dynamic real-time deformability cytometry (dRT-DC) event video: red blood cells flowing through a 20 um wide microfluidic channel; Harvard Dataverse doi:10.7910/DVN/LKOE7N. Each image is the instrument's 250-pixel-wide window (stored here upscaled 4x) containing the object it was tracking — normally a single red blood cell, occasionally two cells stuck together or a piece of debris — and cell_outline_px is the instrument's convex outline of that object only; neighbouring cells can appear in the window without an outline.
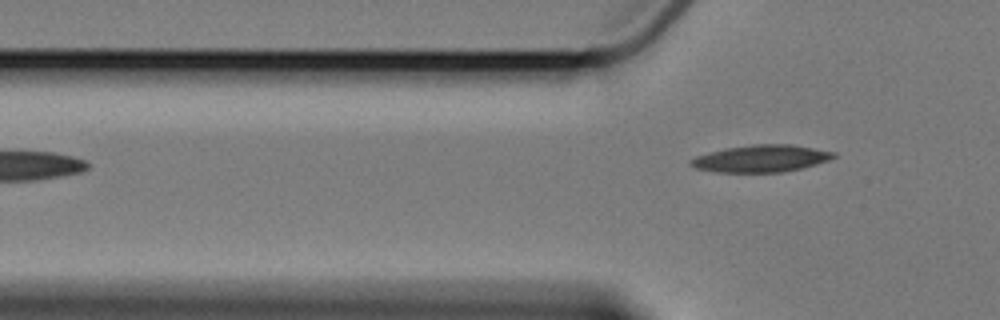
{"species": "Egyptian fruit bat (a non-hibernating species)", "species_latin": "Rousettus aegyptiacus", "temperature_condition": "cold", "stored_images_in_passage": 2, "camera_frame_rate_fps": 3000, "um_per_image_px": 0.085, "animal": {"sex": "female"}, "frame": {"image": 1, "passage_image": 2, "time_ms": 1.333, "image_size_px": [1000, 320], "cell_outline_px": [[836, 156], [828, 160], [816, 164], [784, 172], [712, 172], [692, 168], [688, 164], [688, 160], [696, 156], [724, 148], [752, 144], [792, 144], [836, 152]], "centroid_in_image_um": [64.63, 13.47], "position_along_channel_um": 61.2, "area_um2": 22.77}}